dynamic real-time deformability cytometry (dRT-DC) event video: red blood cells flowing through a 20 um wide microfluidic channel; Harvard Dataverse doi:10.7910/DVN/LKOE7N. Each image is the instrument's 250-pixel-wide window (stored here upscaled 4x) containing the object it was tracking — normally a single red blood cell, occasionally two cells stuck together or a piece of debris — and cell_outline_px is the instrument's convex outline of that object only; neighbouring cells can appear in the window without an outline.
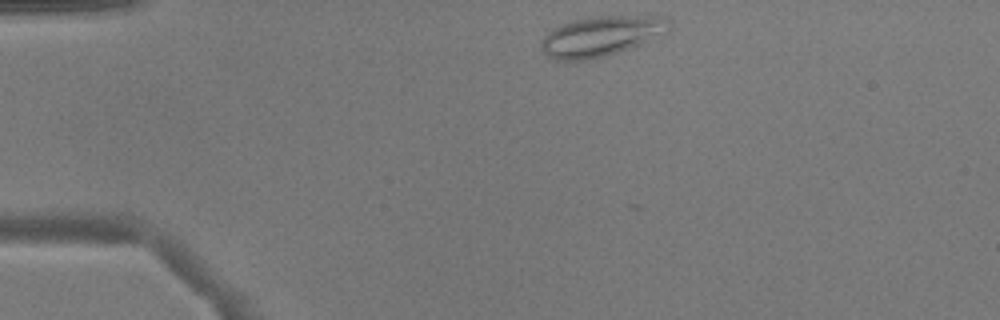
{"species": "common noctule bat (a hibernating species)", "species_latin": "Nyctalus noctula", "temperature_condition": "warm", "stored_images_in_passage": 6, "camera_frame_rate_fps": 3000, "um_per_image_px": 0.085, "animal": {"sex": "male", "body_mass_g": 17.9}, "frame": {"image": 1, "passage_image": 1, "time_ms": 0.0, "image_size_px": [1000, 320], "cell_outline_px": [[672, 28], [668, 32], [640, 44], [608, 56], [588, 60], [552, 60], [540, 48], [540, 44], [544, 36], [552, 28], [560, 24], [592, 16], [664, 16], [672, 20]], "centroid_in_image_um": [51.12, 3.07], "position_along_channel_um": 33.9, "area_um2": 30.29}}